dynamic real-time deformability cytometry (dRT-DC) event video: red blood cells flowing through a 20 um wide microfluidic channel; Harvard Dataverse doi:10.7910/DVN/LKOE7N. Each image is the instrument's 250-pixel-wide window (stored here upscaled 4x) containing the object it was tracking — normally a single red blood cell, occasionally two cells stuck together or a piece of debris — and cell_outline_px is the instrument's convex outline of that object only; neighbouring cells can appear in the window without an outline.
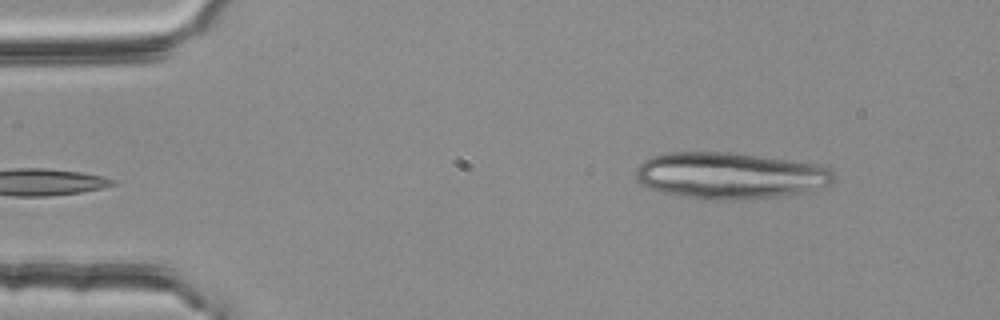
{"species": "common noctule bat (a hibernating species)", "species_latin": "Nyctalus noctula", "temperature_condition": "room temperature", "stored_images_in_passage": 4, "camera_frame_rate_fps": 3000, "um_per_image_px": 0.085, "animal": {"sex": "female", "body_mass_g": 25.1}, "frame": {"image": 1, "passage_image": 4, "time_ms": 1.0, "image_size_px": [1000, 320], "cell_outline_px": [[836, 180], [832, 184], [796, 192], [776, 196], [736, 200], [716, 200], [688, 196], [664, 192], [652, 188], [636, 180], [636, 168], [644, 160], [652, 156], [672, 152], [724, 152], [756, 156], [812, 164], [828, 168], [836, 176]], "centroid_in_image_um": [62.0, 14.92], "position_along_channel_um": 23.0, "area_um2": 52.31}}